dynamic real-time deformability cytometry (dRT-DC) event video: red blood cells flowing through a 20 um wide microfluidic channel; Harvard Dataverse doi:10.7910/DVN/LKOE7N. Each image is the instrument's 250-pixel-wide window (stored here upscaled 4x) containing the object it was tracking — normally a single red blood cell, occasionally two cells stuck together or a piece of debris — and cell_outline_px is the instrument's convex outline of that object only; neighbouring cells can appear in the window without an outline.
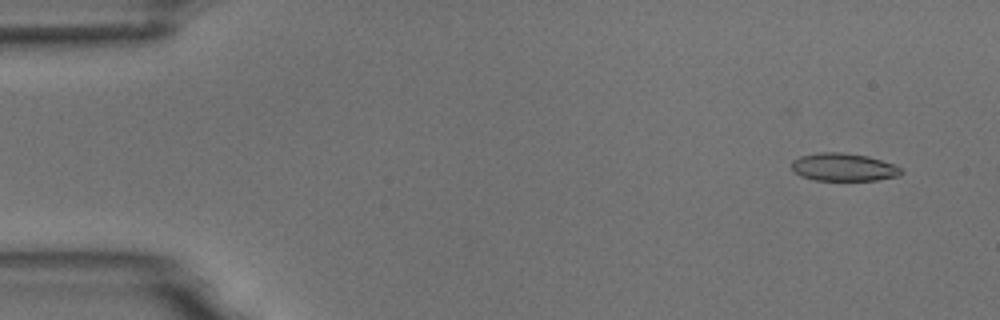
{"species": "common noctule bat (a hibernating species)", "species_latin": "Nyctalus noctula", "temperature_condition": "room temperature", "stored_images_in_passage": 7, "camera_frame_rate_fps": 3000, "um_per_image_px": 0.085, "animal": {"sex": "male", "body_mass_g": 18.8}, "frame": {"image": 1, "passage_image": 1, "time_ms": 0.0, "image_size_px": [1000, 320], "cell_outline_px": [[904, 172], [900, 176], [876, 180], [816, 180], [800, 176], [792, 168], [792, 160], [800, 156], [820, 152], [840, 152], [868, 156], [892, 164], [900, 168]], "centroid_in_image_um": [71.7, 14.21], "position_along_channel_um": 13.3, "area_um2": 17.69}}
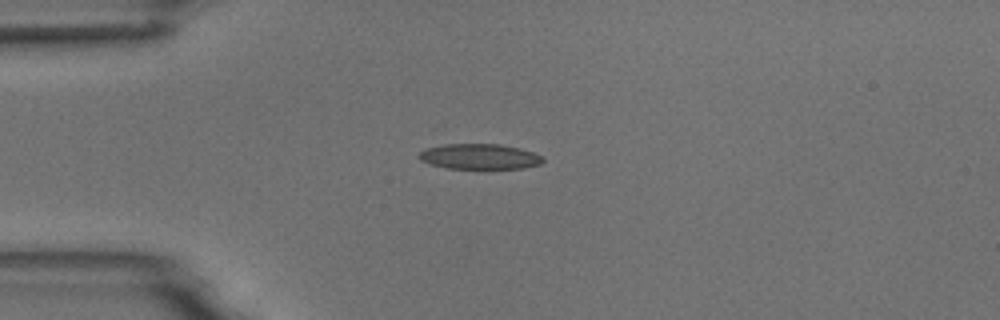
{"frame": {"image": 2, "passage_image": 4, "time_ms": 3.333, "image_size_px": [1000, 320], "cell_outline_px": [[544, 160], [540, 164], [524, 168], [448, 168], [432, 164], [420, 160], [416, 156], [420, 152], [428, 148], [444, 144], [500, 144], [520, 148], [532, 152], [540, 156]], "centroid_in_image_um": [40.75, 13.3], "position_along_channel_um": 44.2, "area_um2": 18.09}}
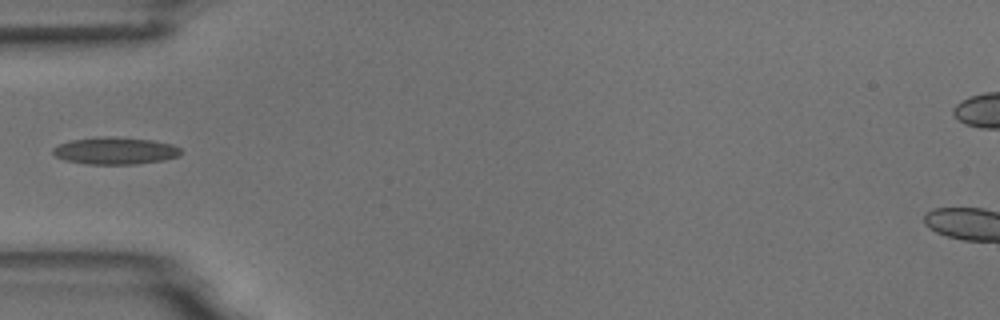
{"frame": {"image": 3, "passage_image": 5, "time_ms": 4.667, "image_size_px": [1000, 320], "cell_outline_px": [[180, 156], [164, 160], [136, 164], [84, 164], [64, 160], [56, 156], [52, 152], [52, 148], [60, 144], [72, 140], [104, 136], [112, 136], [152, 140], [172, 144], [180, 148]], "centroid_in_image_um": [9.79, 12.82], "position_along_channel_um": 75.2, "area_um2": 20.29}}